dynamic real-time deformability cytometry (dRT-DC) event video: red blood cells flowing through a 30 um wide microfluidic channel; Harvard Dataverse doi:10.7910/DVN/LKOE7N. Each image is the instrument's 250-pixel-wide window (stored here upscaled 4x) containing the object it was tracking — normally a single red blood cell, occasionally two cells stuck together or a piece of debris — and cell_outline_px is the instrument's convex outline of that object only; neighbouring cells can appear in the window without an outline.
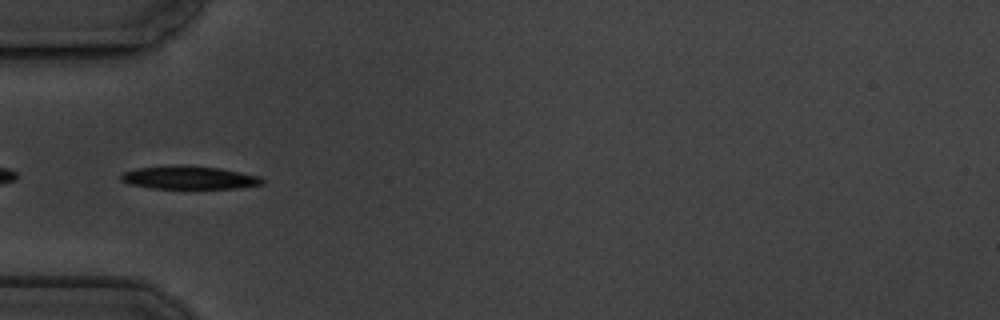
{"species": "common noctule bat (a hibernating species)", "species_latin": "Nyctalus noctula", "temperature_condition": "cold", "stored_images_in_passage": 10, "camera_frame_rate_fps": 3000, "um_per_image_px": 0.085, "animal": {"sex": "male", "body_mass_g": 19.5, "forearm_length_mm": 54.6}, "frame": {"image": 1, "passage_image": 4, "time_ms": 4.333, "image_size_px": [1000, 320], "cell_outline_px": [[264, 184], [236, 188], [152, 188], [132, 184], [120, 180], [120, 176], [124, 172], [136, 168], [176, 164], [184, 164], [220, 168], [260, 176], [264, 180]], "centroid_in_image_um": [16.08, 15.08], "position_along_channel_um": 68.9, "area_um2": 19.13}}
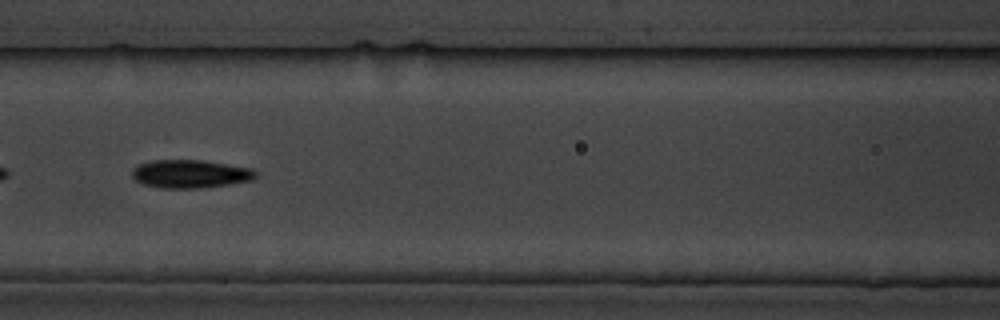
{"frame": {"image": 2, "passage_image": 6, "time_ms": 6.667, "image_size_px": [1000, 320], "cell_outline_px": [[256, 176], [252, 180], [228, 184], [200, 188], [160, 188], [144, 184], [136, 180], [132, 176], [132, 168], [140, 164], [156, 160], [200, 160], [252, 168], [256, 172]], "centroid_in_image_um": [16.16, 14.78], "position_along_channel_um": 150.4, "area_um2": 20.11}}
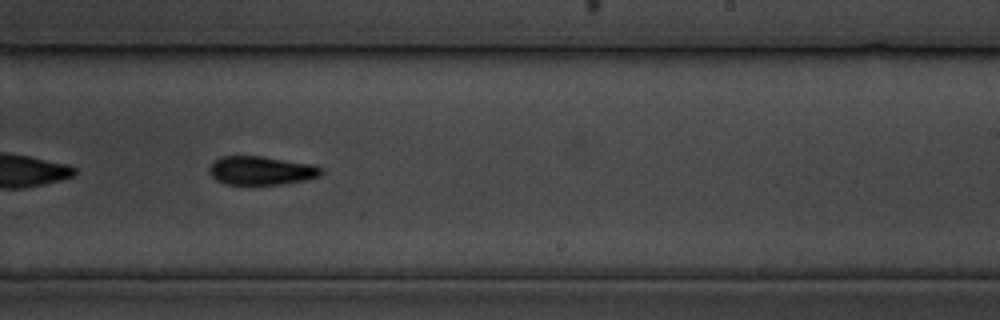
{"frame": {"image": 3, "passage_image": 9, "time_ms": 10.0, "image_size_px": [1000, 320], "cell_outline_px": [[324, 172], [320, 176], [304, 180], [280, 184], [224, 184], [216, 180], [212, 176], [208, 168], [220, 156], [260, 156], [312, 164], [324, 168]], "centroid_in_image_um": [22.22, 14.49], "position_along_channel_um": 266.8, "area_um2": 18.61}}